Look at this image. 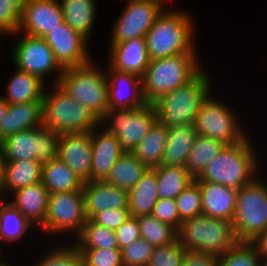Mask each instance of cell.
Returning a JSON list of instances; mask_svg holds the SVG:
<instances>
[{"instance_id":"7c38bea8","label":"cell","mask_w":267,"mask_h":266,"mask_svg":"<svg viewBox=\"0 0 267 266\" xmlns=\"http://www.w3.org/2000/svg\"><path fill=\"white\" fill-rule=\"evenodd\" d=\"M87 220L83 191L54 193L49 194L46 219L40 229L46 237L73 233L75 239Z\"/></svg>"},{"instance_id":"8992f818","label":"cell","mask_w":267,"mask_h":266,"mask_svg":"<svg viewBox=\"0 0 267 266\" xmlns=\"http://www.w3.org/2000/svg\"><path fill=\"white\" fill-rule=\"evenodd\" d=\"M44 90L41 100L42 125L53 132H91L99 120L88 109L68 95L58 84Z\"/></svg>"},{"instance_id":"836d02e7","label":"cell","mask_w":267,"mask_h":266,"mask_svg":"<svg viewBox=\"0 0 267 266\" xmlns=\"http://www.w3.org/2000/svg\"><path fill=\"white\" fill-rule=\"evenodd\" d=\"M34 226L5 198L0 199V239L3 243L17 242Z\"/></svg>"},{"instance_id":"f907efd6","label":"cell","mask_w":267,"mask_h":266,"mask_svg":"<svg viewBox=\"0 0 267 266\" xmlns=\"http://www.w3.org/2000/svg\"><path fill=\"white\" fill-rule=\"evenodd\" d=\"M4 166H5V158L3 155L2 147L0 145V199L3 198Z\"/></svg>"},{"instance_id":"816d5d0a","label":"cell","mask_w":267,"mask_h":266,"mask_svg":"<svg viewBox=\"0 0 267 266\" xmlns=\"http://www.w3.org/2000/svg\"><path fill=\"white\" fill-rule=\"evenodd\" d=\"M8 108V103L5 99L0 95V121L5 116L6 110Z\"/></svg>"},{"instance_id":"6da1fadb","label":"cell","mask_w":267,"mask_h":266,"mask_svg":"<svg viewBox=\"0 0 267 266\" xmlns=\"http://www.w3.org/2000/svg\"><path fill=\"white\" fill-rule=\"evenodd\" d=\"M250 139L247 136L237 145H225L195 180L218 183L237 191L250 184L257 174L260 175L262 166L256 146Z\"/></svg>"},{"instance_id":"f5cc1de1","label":"cell","mask_w":267,"mask_h":266,"mask_svg":"<svg viewBox=\"0 0 267 266\" xmlns=\"http://www.w3.org/2000/svg\"><path fill=\"white\" fill-rule=\"evenodd\" d=\"M260 266H267V255L260 256Z\"/></svg>"},{"instance_id":"f1b7e54d","label":"cell","mask_w":267,"mask_h":266,"mask_svg":"<svg viewBox=\"0 0 267 266\" xmlns=\"http://www.w3.org/2000/svg\"><path fill=\"white\" fill-rule=\"evenodd\" d=\"M41 182L49 194L82 191L84 184L58 157L42 164Z\"/></svg>"},{"instance_id":"e0dca14e","label":"cell","mask_w":267,"mask_h":266,"mask_svg":"<svg viewBox=\"0 0 267 266\" xmlns=\"http://www.w3.org/2000/svg\"><path fill=\"white\" fill-rule=\"evenodd\" d=\"M58 158L84 183L91 181L92 138L91 132L60 134Z\"/></svg>"},{"instance_id":"db71d44e","label":"cell","mask_w":267,"mask_h":266,"mask_svg":"<svg viewBox=\"0 0 267 266\" xmlns=\"http://www.w3.org/2000/svg\"><path fill=\"white\" fill-rule=\"evenodd\" d=\"M20 7L23 6L24 2L28 1V0H14Z\"/></svg>"},{"instance_id":"7dc6e473","label":"cell","mask_w":267,"mask_h":266,"mask_svg":"<svg viewBox=\"0 0 267 266\" xmlns=\"http://www.w3.org/2000/svg\"><path fill=\"white\" fill-rule=\"evenodd\" d=\"M119 249L122 250L133 241L141 238L138 218L130 216L118 229L115 230Z\"/></svg>"},{"instance_id":"44dd1931","label":"cell","mask_w":267,"mask_h":266,"mask_svg":"<svg viewBox=\"0 0 267 266\" xmlns=\"http://www.w3.org/2000/svg\"><path fill=\"white\" fill-rule=\"evenodd\" d=\"M82 191L88 219L104 210L128 209L129 190L105 181H88L83 184Z\"/></svg>"},{"instance_id":"484cf974","label":"cell","mask_w":267,"mask_h":266,"mask_svg":"<svg viewBox=\"0 0 267 266\" xmlns=\"http://www.w3.org/2000/svg\"><path fill=\"white\" fill-rule=\"evenodd\" d=\"M197 132L194 124L167 128V142L162 158L163 165L183 166L188 159Z\"/></svg>"},{"instance_id":"4316f807","label":"cell","mask_w":267,"mask_h":266,"mask_svg":"<svg viewBox=\"0 0 267 266\" xmlns=\"http://www.w3.org/2000/svg\"><path fill=\"white\" fill-rule=\"evenodd\" d=\"M158 197L155 168L149 169L129 190L128 209L130 216L150 215Z\"/></svg>"},{"instance_id":"ffe728a7","label":"cell","mask_w":267,"mask_h":266,"mask_svg":"<svg viewBox=\"0 0 267 266\" xmlns=\"http://www.w3.org/2000/svg\"><path fill=\"white\" fill-rule=\"evenodd\" d=\"M98 125L91 131V181H104L118 158L125 153L118 138Z\"/></svg>"},{"instance_id":"f6af8a7d","label":"cell","mask_w":267,"mask_h":266,"mask_svg":"<svg viewBox=\"0 0 267 266\" xmlns=\"http://www.w3.org/2000/svg\"><path fill=\"white\" fill-rule=\"evenodd\" d=\"M151 215L159 221L170 225L176 231L179 230L182 223L174 199L159 198L151 212Z\"/></svg>"},{"instance_id":"e575fe53","label":"cell","mask_w":267,"mask_h":266,"mask_svg":"<svg viewBox=\"0 0 267 266\" xmlns=\"http://www.w3.org/2000/svg\"><path fill=\"white\" fill-rule=\"evenodd\" d=\"M224 146L218 140L197 135L185 164L186 170L194 178H197L206 165L220 153Z\"/></svg>"},{"instance_id":"c3c4849f","label":"cell","mask_w":267,"mask_h":266,"mask_svg":"<svg viewBox=\"0 0 267 266\" xmlns=\"http://www.w3.org/2000/svg\"><path fill=\"white\" fill-rule=\"evenodd\" d=\"M182 266H218V257L205 252L186 251Z\"/></svg>"},{"instance_id":"ac0fdd59","label":"cell","mask_w":267,"mask_h":266,"mask_svg":"<svg viewBox=\"0 0 267 266\" xmlns=\"http://www.w3.org/2000/svg\"><path fill=\"white\" fill-rule=\"evenodd\" d=\"M106 67L108 109L140 108L147 104L140 77Z\"/></svg>"},{"instance_id":"74e56055","label":"cell","mask_w":267,"mask_h":266,"mask_svg":"<svg viewBox=\"0 0 267 266\" xmlns=\"http://www.w3.org/2000/svg\"><path fill=\"white\" fill-rule=\"evenodd\" d=\"M174 200L181 221L203 214L201 189L196 180L182 190Z\"/></svg>"},{"instance_id":"ee69618b","label":"cell","mask_w":267,"mask_h":266,"mask_svg":"<svg viewBox=\"0 0 267 266\" xmlns=\"http://www.w3.org/2000/svg\"><path fill=\"white\" fill-rule=\"evenodd\" d=\"M20 19L21 7L14 0H0V35L17 33Z\"/></svg>"},{"instance_id":"30bf717a","label":"cell","mask_w":267,"mask_h":266,"mask_svg":"<svg viewBox=\"0 0 267 266\" xmlns=\"http://www.w3.org/2000/svg\"><path fill=\"white\" fill-rule=\"evenodd\" d=\"M156 121L155 108L147 103L140 108L108 109L99 125L116 135L125 152H133Z\"/></svg>"},{"instance_id":"9a60e30c","label":"cell","mask_w":267,"mask_h":266,"mask_svg":"<svg viewBox=\"0 0 267 266\" xmlns=\"http://www.w3.org/2000/svg\"><path fill=\"white\" fill-rule=\"evenodd\" d=\"M44 39L63 69L84 66L92 61L88 49L89 42L65 22L47 34Z\"/></svg>"},{"instance_id":"d6a6232c","label":"cell","mask_w":267,"mask_h":266,"mask_svg":"<svg viewBox=\"0 0 267 266\" xmlns=\"http://www.w3.org/2000/svg\"><path fill=\"white\" fill-rule=\"evenodd\" d=\"M158 197L175 199L195 178L183 166L163 165L155 168Z\"/></svg>"},{"instance_id":"d6986e66","label":"cell","mask_w":267,"mask_h":266,"mask_svg":"<svg viewBox=\"0 0 267 266\" xmlns=\"http://www.w3.org/2000/svg\"><path fill=\"white\" fill-rule=\"evenodd\" d=\"M108 64L112 69L142 78L150 64L145 38L110 43Z\"/></svg>"},{"instance_id":"7a4b0ae2","label":"cell","mask_w":267,"mask_h":266,"mask_svg":"<svg viewBox=\"0 0 267 266\" xmlns=\"http://www.w3.org/2000/svg\"><path fill=\"white\" fill-rule=\"evenodd\" d=\"M187 10L166 9L145 35L147 51L151 60L181 53H198L194 43V20Z\"/></svg>"},{"instance_id":"2e32d148","label":"cell","mask_w":267,"mask_h":266,"mask_svg":"<svg viewBox=\"0 0 267 266\" xmlns=\"http://www.w3.org/2000/svg\"><path fill=\"white\" fill-rule=\"evenodd\" d=\"M64 22L59 0H28L21 7L17 32L45 37Z\"/></svg>"},{"instance_id":"f546056e","label":"cell","mask_w":267,"mask_h":266,"mask_svg":"<svg viewBox=\"0 0 267 266\" xmlns=\"http://www.w3.org/2000/svg\"><path fill=\"white\" fill-rule=\"evenodd\" d=\"M42 180V164L33 160L5 161L3 197Z\"/></svg>"},{"instance_id":"d590c367","label":"cell","mask_w":267,"mask_h":266,"mask_svg":"<svg viewBox=\"0 0 267 266\" xmlns=\"http://www.w3.org/2000/svg\"><path fill=\"white\" fill-rule=\"evenodd\" d=\"M78 249H119L115 230L88 219L73 241Z\"/></svg>"},{"instance_id":"60d3db41","label":"cell","mask_w":267,"mask_h":266,"mask_svg":"<svg viewBox=\"0 0 267 266\" xmlns=\"http://www.w3.org/2000/svg\"><path fill=\"white\" fill-rule=\"evenodd\" d=\"M186 251L176 238L169 244L155 247L148 266H182Z\"/></svg>"},{"instance_id":"11a10c76","label":"cell","mask_w":267,"mask_h":266,"mask_svg":"<svg viewBox=\"0 0 267 266\" xmlns=\"http://www.w3.org/2000/svg\"><path fill=\"white\" fill-rule=\"evenodd\" d=\"M0 266H12V265L9 264L7 261H1V258H0Z\"/></svg>"},{"instance_id":"681fc988","label":"cell","mask_w":267,"mask_h":266,"mask_svg":"<svg viewBox=\"0 0 267 266\" xmlns=\"http://www.w3.org/2000/svg\"><path fill=\"white\" fill-rule=\"evenodd\" d=\"M250 243L255 247L260 256L267 255V228L258 234Z\"/></svg>"},{"instance_id":"d4e9b609","label":"cell","mask_w":267,"mask_h":266,"mask_svg":"<svg viewBox=\"0 0 267 266\" xmlns=\"http://www.w3.org/2000/svg\"><path fill=\"white\" fill-rule=\"evenodd\" d=\"M15 69L16 72L6 85L5 95L1 94V96L8 104L41 102L47 83L26 71Z\"/></svg>"},{"instance_id":"1f68e13d","label":"cell","mask_w":267,"mask_h":266,"mask_svg":"<svg viewBox=\"0 0 267 266\" xmlns=\"http://www.w3.org/2000/svg\"><path fill=\"white\" fill-rule=\"evenodd\" d=\"M147 170L148 168L132 152H125L118 158L104 181L118 188L130 190Z\"/></svg>"},{"instance_id":"f35d334b","label":"cell","mask_w":267,"mask_h":266,"mask_svg":"<svg viewBox=\"0 0 267 266\" xmlns=\"http://www.w3.org/2000/svg\"><path fill=\"white\" fill-rule=\"evenodd\" d=\"M49 251L32 266H84L82 254L74 243L59 245Z\"/></svg>"},{"instance_id":"52a82bcc","label":"cell","mask_w":267,"mask_h":266,"mask_svg":"<svg viewBox=\"0 0 267 266\" xmlns=\"http://www.w3.org/2000/svg\"><path fill=\"white\" fill-rule=\"evenodd\" d=\"M94 63L65 68L58 85L100 121L108 110V82L106 72Z\"/></svg>"},{"instance_id":"b9f144b4","label":"cell","mask_w":267,"mask_h":266,"mask_svg":"<svg viewBox=\"0 0 267 266\" xmlns=\"http://www.w3.org/2000/svg\"><path fill=\"white\" fill-rule=\"evenodd\" d=\"M155 247L139 238L122 249L123 266H148Z\"/></svg>"},{"instance_id":"4dcf8cb0","label":"cell","mask_w":267,"mask_h":266,"mask_svg":"<svg viewBox=\"0 0 267 266\" xmlns=\"http://www.w3.org/2000/svg\"><path fill=\"white\" fill-rule=\"evenodd\" d=\"M167 142V127L156 121L147 135L138 143L133 154L149 169L162 164Z\"/></svg>"},{"instance_id":"bcb514c9","label":"cell","mask_w":267,"mask_h":266,"mask_svg":"<svg viewBox=\"0 0 267 266\" xmlns=\"http://www.w3.org/2000/svg\"><path fill=\"white\" fill-rule=\"evenodd\" d=\"M130 217L129 209H108L95 214L91 220L113 230L118 229Z\"/></svg>"},{"instance_id":"5bb4252c","label":"cell","mask_w":267,"mask_h":266,"mask_svg":"<svg viewBox=\"0 0 267 266\" xmlns=\"http://www.w3.org/2000/svg\"><path fill=\"white\" fill-rule=\"evenodd\" d=\"M171 0H127L125 8L113 25L110 43L145 38L156 19L164 13Z\"/></svg>"},{"instance_id":"277c9868","label":"cell","mask_w":267,"mask_h":266,"mask_svg":"<svg viewBox=\"0 0 267 266\" xmlns=\"http://www.w3.org/2000/svg\"><path fill=\"white\" fill-rule=\"evenodd\" d=\"M202 70L186 85L161 96L152 104L157 121L167 128L194 124L195 117L207 97L212 92V77Z\"/></svg>"},{"instance_id":"4fadbf2b","label":"cell","mask_w":267,"mask_h":266,"mask_svg":"<svg viewBox=\"0 0 267 266\" xmlns=\"http://www.w3.org/2000/svg\"><path fill=\"white\" fill-rule=\"evenodd\" d=\"M11 35L16 36V40H18L14 43L12 51L14 68L35 75L43 82L49 80L47 78L49 75L56 73L57 76H55L52 84H58L64 69L55 60L53 51L46 40L43 37L22 34L21 32Z\"/></svg>"},{"instance_id":"83f0119b","label":"cell","mask_w":267,"mask_h":266,"mask_svg":"<svg viewBox=\"0 0 267 266\" xmlns=\"http://www.w3.org/2000/svg\"><path fill=\"white\" fill-rule=\"evenodd\" d=\"M64 22L88 42L97 17L96 0H59Z\"/></svg>"},{"instance_id":"7bdbcfd3","label":"cell","mask_w":267,"mask_h":266,"mask_svg":"<svg viewBox=\"0 0 267 266\" xmlns=\"http://www.w3.org/2000/svg\"><path fill=\"white\" fill-rule=\"evenodd\" d=\"M84 266H123L120 249H79Z\"/></svg>"},{"instance_id":"cb8c5ba5","label":"cell","mask_w":267,"mask_h":266,"mask_svg":"<svg viewBox=\"0 0 267 266\" xmlns=\"http://www.w3.org/2000/svg\"><path fill=\"white\" fill-rule=\"evenodd\" d=\"M42 126L41 102L8 104L0 121V141L19 131Z\"/></svg>"},{"instance_id":"7402d4cb","label":"cell","mask_w":267,"mask_h":266,"mask_svg":"<svg viewBox=\"0 0 267 266\" xmlns=\"http://www.w3.org/2000/svg\"><path fill=\"white\" fill-rule=\"evenodd\" d=\"M13 194V195H12ZM9 201L35 228L46 219L49 192L43 183L37 182L11 193Z\"/></svg>"},{"instance_id":"603a6c76","label":"cell","mask_w":267,"mask_h":266,"mask_svg":"<svg viewBox=\"0 0 267 266\" xmlns=\"http://www.w3.org/2000/svg\"><path fill=\"white\" fill-rule=\"evenodd\" d=\"M198 183L201 189L203 214L232 222L237 190L213 182Z\"/></svg>"},{"instance_id":"5b68a950","label":"cell","mask_w":267,"mask_h":266,"mask_svg":"<svg viewBox=\"0 0 267 266\" xmlns=\"http://www.w3.org/2000/svg\"><path fill=\"white\" fill-rule=\"evenodd\" d=\"M177 238L187 251L216 257L226 254L239 242L231 221L204 214L182 221Z\"/></svg>"},{"instance_id":"9c48e42d","label":"cell","mask_w":267,"mask_h":266,"mask_svg":"<svg viewBox=\"0 0 267 266\" xmlns=\"http://www.w3.org/2000/svg\"><path fill=\"white\" fill-rule=\"evenodd\" d=\"M213 97V94L207 97L195 117L197 135L213 138L224 145H237L250 134L230 105Z\"/></svg>"},{"instance_id":"3957f363","label":"cell","mask_w":267,"mask_h":266,"mask_svg":"<svg viewBox=\"0 0 267 266\" xmlns=\"http://www.w3.org/2000/svg\"><path fill=\"white\" fill-rule=\"evenodd\" d=\"M198 53H181L151 60L142 76V90L147 103L152 104L161 96L182 87L195 78L204 68Z\"/></svg>"},{"instance_id":"8d00e7d4","label":"cell","mask_w":267,"mask_h":266,"mask_svg":"<svg viewBox=\"0 0 267 266\" xmlns=\"http://www.w3.org/2000/svg\"><path fill=\"white\" fill-rule=\"evenodd\" d=\"M141 238L145 239L154 247H159L173 242L177 238V231L170 225L159 221L154 216H139Z\"/></svg>"},{"instance_id":"8fae6325","label":"cell","mask_w":267,"mask_h":266,"mask_svg":"<svg viewBox=\"0 0 267 266\" xmlns=\"http://www.w3.org/2000/svg\"><path fill=\"white\" fill-rule=\"evenodd\" d=\"M60 134L45 126L22 130L0 141L5 161L33 160L41 164L58 157Z\"/></svg>"},{"instance_id":"ab89813d","label":"cell","mask_w":267,"mask_h":266,"mask_svg":"<svg viewBox=\"0 0 267 266\" xmlns=\"http://www.w3.org/2000/svg\"><path fill=\"white\" fill-rule=\"evenodd\" d=\"M218 266H260V255L250 242H238L218 257Z\"/></svg>"},{"instance_id":"ba28073f","label":"cell","mask_w":267,"mask_h":266,"mask_svg":"<svg viewBox=\"0 0 267 266\" xmlns=\"http://www.w3.org/2000/svg\"><path fill=\"white\" fill-rule=\"evenodd\" d=\"M256 177L236 193L233 230L239 242H250L267 228V183Z\"/></svg>"}]
</instances>
